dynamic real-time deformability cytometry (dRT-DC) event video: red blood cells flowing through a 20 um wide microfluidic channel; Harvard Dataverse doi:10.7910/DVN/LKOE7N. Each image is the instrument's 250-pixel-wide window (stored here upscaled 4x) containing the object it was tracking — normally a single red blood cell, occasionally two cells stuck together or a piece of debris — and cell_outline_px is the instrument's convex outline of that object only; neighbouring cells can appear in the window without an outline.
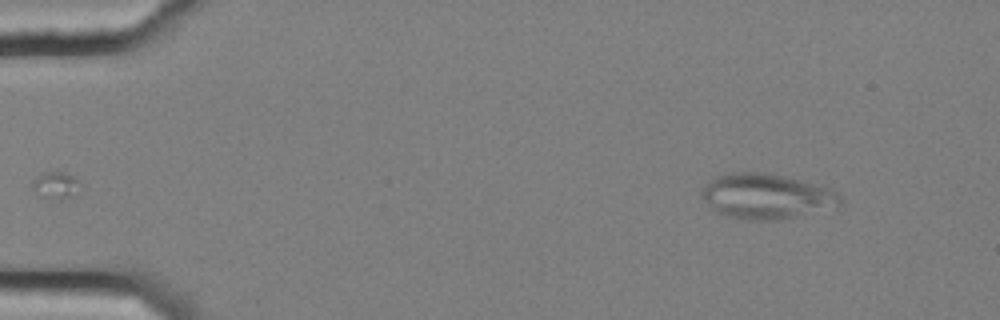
{"species": "common noctule bat (a hibernating species)", "species_latin": "Nyctalus noctula", "temperature_condition": "cold", "stored_images_in_passage": 50, "camera_frame_rate_fps": 3000, "um_per_image_px": 0.085, "animal": {"sex": "female", "body_mass_g": 25.1}, "frame": {"image": 1, "passage_image": 1, "time_ms": 0.0, "image_size_px": [1000, 320], "cell_outline_px": [[844, 196], [840, 204], [836, 208], [780, 220], [744, 220], [728, 216], [716, 212], [700, 196], [704, 184], [708, 180], [716, 176], [732, 172], [764, 172], [832, 188]], "centroid_in_image_um": [65.17, 16.69], "position_along_channel_um": 19.8, "area_um2": 36.88}}
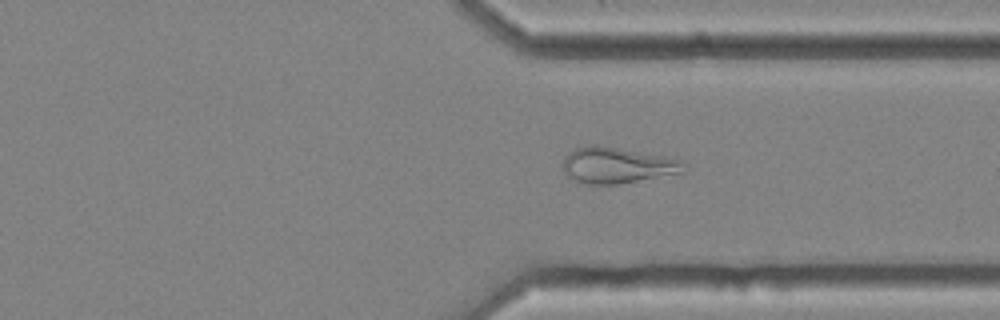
{"frame": {"image": 2, "passage_image": 37, "time_ms": 12.0, "image_size_px": [1000, 320], "cell_outline_px": [[688, 164], [684, 172], [616, 184], [588, 184], [576, 180], [568, 176], [564, 172], [564, 156], [568, 152], [576, 148], [592, 144], [664, 156], [684, 160]], "centroid_in_image_um": [52.48, 14.04], "position_along_channel_um": 358.9, "area_um2": 25.09}}
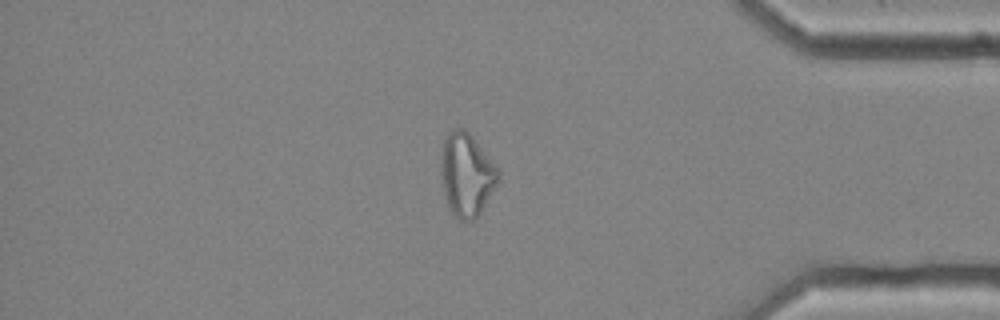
{"frame": {"image": 3, "passage_image": 42, "time_ms": 13.667, "image_size_px": [1000, 320], "cell_outline_px": [[500, 180], [476, 220], [460, 220], [448, 208], [444, 192], [440, 172], [440, 164], [444, 140], [448, 132], [452, 128], [464, 128], [472, 136], [500, 168]], "centroid_in_image_um": [39.68, 14.84], "position_along_channel_um": 395.5, "area_um2": 28.15}, "authors_computed_cell_mechanics": {"area_um2": 27.5706, "velocity_mm_per_s": 3.6504, "shape_relaxation_time_tau1_ms": null, "shape_relaxation_time_tau2_ms": 2.8628, "deformation_change_tau1": null, "deformation_change_tau2": 0.1147}}